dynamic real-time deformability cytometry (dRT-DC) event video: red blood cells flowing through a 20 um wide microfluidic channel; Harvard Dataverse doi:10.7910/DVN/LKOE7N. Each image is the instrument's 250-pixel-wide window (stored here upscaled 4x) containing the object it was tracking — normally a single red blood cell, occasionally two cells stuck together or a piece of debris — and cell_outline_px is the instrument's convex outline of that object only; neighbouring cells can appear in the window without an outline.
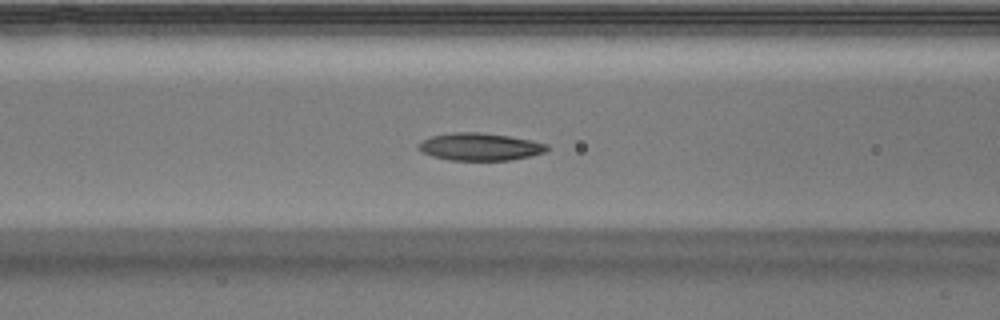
{"species": "Egyptian fruit bat (a non-hibernating species)", "species_latin": "Rousettus aegyptiacus", "temperature_condition": "warm", "stored_images_in_passage": 36, "camera_frame_rate_fps": 3000, "um_per_image_px": 0.085, "animal": {"sex": "male"}, "frame": {"image": 1, "passage_image": 5, "time_ms": 1.333, "image_size_px": [1000, 320], "cell_outline_px": [[548, 148], [544, 152], [532, 156], [512, 160], [448, 160], [432, 156], [424, 152], [416, 144], [432, 136], [452, 132], [480, 132], [508, 136], [532, 140], [548, 144]], "centroid_in_image_um": [40.82, 12.47], "position_along_channel_um": 125.8, "area_um2": 20.52}}
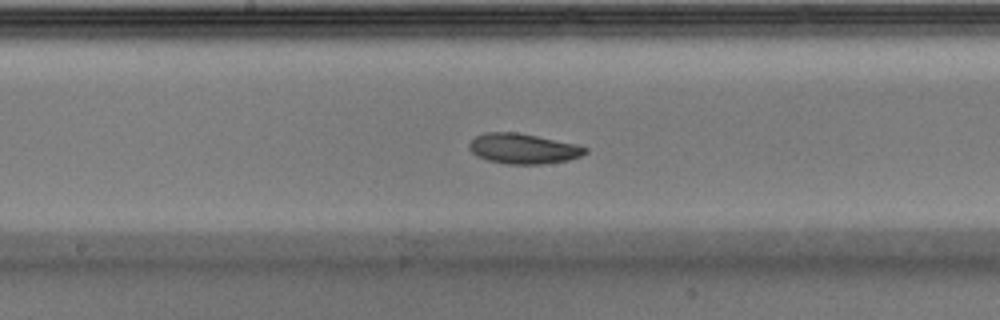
{"frame": {"image": 2, "passage_image": 11, "time_ms": 3.333, "image_size_px": [1000, 320], "cell_outline_px": [[588, 152], [580, 156], [568, 160], [544, 164], [504, 164], [488, 160], [476, 156], [468, 148], [468, 144], [476, 136], [484, 132], [516, 132], [576, 144], [588, 148]], "centroid_in_image_um": [44.45, 12.64], "position_along_channel_um": 203.7, "area_um2": 20.46}}
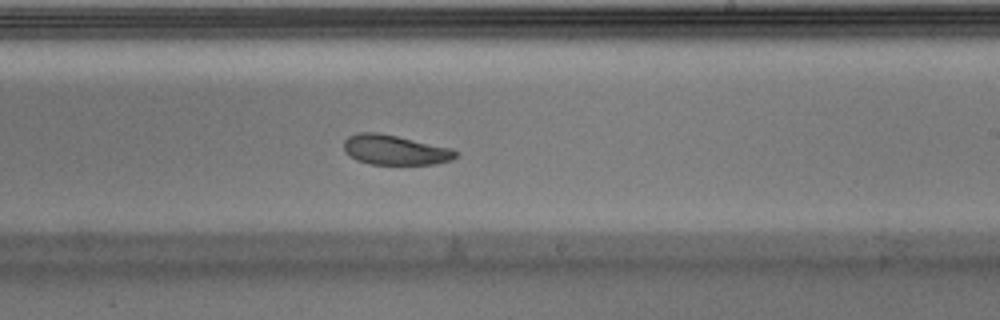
{"frame": {"image": 3, "passage_image": 15, "time_ms": 4.667, "image_size_px": [1000, 320], "cell_outline_px": [[456, 156], [452, 160], [436, 164], [368, 164], [356, 160], [344, 152], [344, 140], [348, 136], [356, 132], [376, 132], [396, 136], [452, 148], [456, 152]], "centroid_in_image_um": [33.53, 12.74], "position_along_channel_um": 255.5, "area_um2": 19.48}}